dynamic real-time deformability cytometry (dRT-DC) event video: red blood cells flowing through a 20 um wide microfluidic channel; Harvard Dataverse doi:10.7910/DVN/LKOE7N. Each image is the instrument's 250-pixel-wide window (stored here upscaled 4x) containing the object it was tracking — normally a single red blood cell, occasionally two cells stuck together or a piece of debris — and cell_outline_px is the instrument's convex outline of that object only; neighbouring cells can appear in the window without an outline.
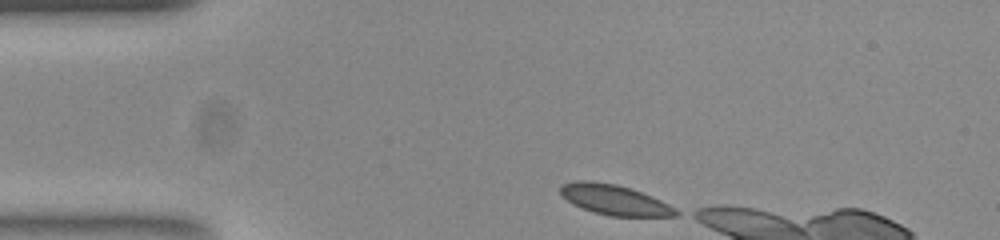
{"species": "common noctule bat (a hibernating species)", "species_latin": "Nyctalus noctula", "temperature_condition": "room temperature", "stored_images_in_passage": 13, "camera_frame_rate_fps": 3000, "um_per_image_px": 0.085, "animal": {"sex": "female", "body_mass_g": 23.0, "forearm_length_mm": 53.4}, "frame": {"image": 1, "passage_image": 1, "time_ms": 0.0, "image_size_px": [1000, 240], "cell_outline_px": [[680, 212], [676, 216], [608, 216], [592, 212], [572, 204], [560, 192], [560, 188], [564, 184], [580, 180], [616, 184], [640, 192], [660, 200], [668, 204]], "centroid_in_image_um": [52.23, 17.01], "position_along_channel_um": 32.8, "area_um2": 19.88}}
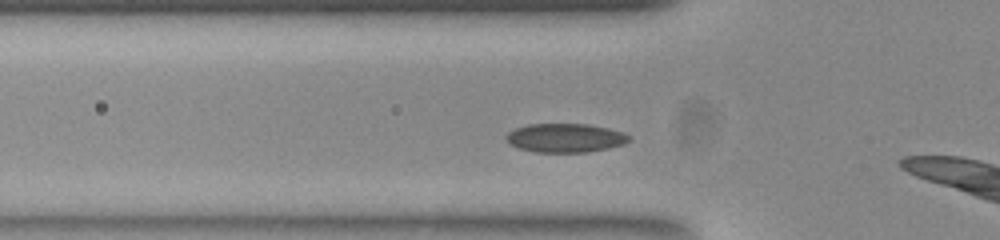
{"frame": {"image": 2, "passage_image": 8, "time_ms": 2.333, "image_size_px": [1000, 240], "cell_outline_px": [[628, 140], [624, 144], [608, 148], [588, 152], [536, 152], [520, 148], [512, 144], [504, 136], [508, 132], [516, 128], [528, 124], [584, 124], [608, 128], [620, 132], [628, 136]], "centroid_in_image_um": [48.02, 11.72], "position_along_channel_um": 77.8, "area_um2": 20.29}}
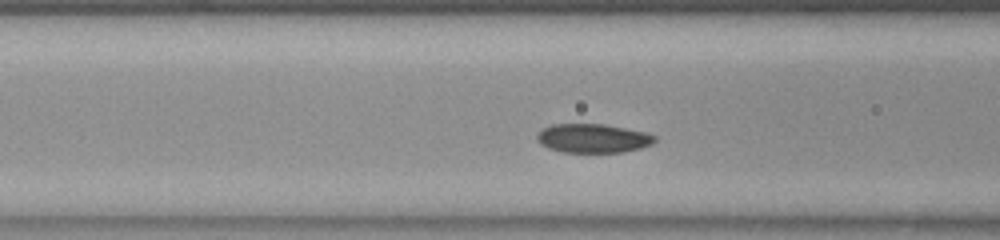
{"frame": {"image": 3, "passage_image": 11, "time_ms": 3.333, "image_size_px": [1000, 240], "cell_outline_px": [[656, 140], [652, 144], [640, 148], [624, 152], [564, 152], [548, 148], [540, 144], [536, 140], [536, 136], [544, 128], [552, 124], [604, 124], [644, 132], [656, 136]], "centroid_in_image_um": [50.39, 11.76], "position_along_channel_um": 116.2, "area_um2": 19.77}}